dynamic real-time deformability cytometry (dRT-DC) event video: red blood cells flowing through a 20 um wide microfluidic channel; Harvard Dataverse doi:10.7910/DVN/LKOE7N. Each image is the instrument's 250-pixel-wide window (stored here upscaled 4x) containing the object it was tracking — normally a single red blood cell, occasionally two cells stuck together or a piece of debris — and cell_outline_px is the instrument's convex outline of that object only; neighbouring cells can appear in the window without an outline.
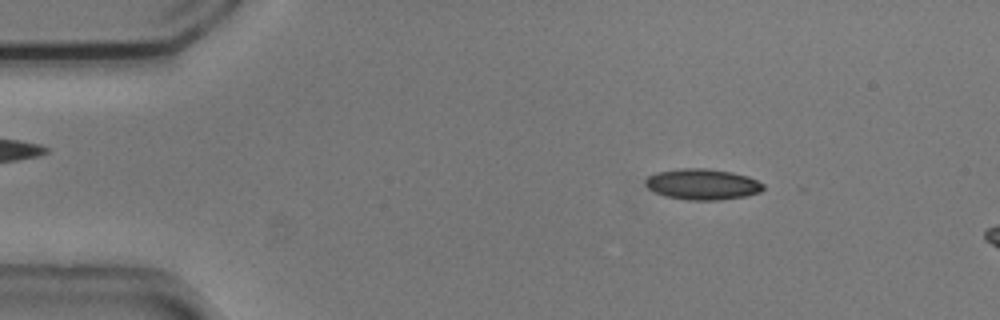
{"species": "common noctule bat (a hibernating species)", "species_latin": "Nyctalus noctula", "temperature_condition": "cold", "stored_images_in_passage": 12, "camera_frame_rate_fps": 3000, "um_per_image_px": 0.085, "animal": {"sex": "male", "body_mass_g": 20.5, "forearm_length_mm": 52.5}, "frame": {"image": 1, "passage_image": 6, "time_ms": 1.667, "image_size_px": [1000, 320], "cell_outline_px": [[764, 188], [760, 192], [744, 196], [720, 200], [688, 200], [664, 196], [648, 188], [644, 184], [644, 180], [648, 176], [656, 172], [680, 168], [708, 168], [732, 172], [748, 176], [764, 184]], "centroid_in_image_um": [59.69, 15.65], "position_along_channel_um": 25.3, "area_um2": 21.33}}